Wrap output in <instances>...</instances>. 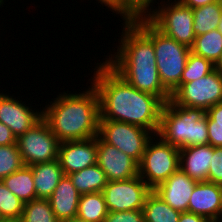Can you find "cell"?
<instances>
[{
	"instance_id": "37",
	"label": "cell",
	"mask_w": 222,
	"mask_h": 222,
	"mask_svg": "<svg viewBox=\"0 0 222 222\" xmlns=\"http://www.w3.org/2000/svg\"><path fill=\"white\" fill-rule=\"evenodd\" d=\"M178 2H180L181 4L188 6L189 8H197L200 6H205L207 4H211L215 1L218 0H177Z\"/></svg>"
},
{
	"instance_id": "21",
	"label": "cell",
	"mask_w": 222,
	"mask_h": 222,
	"mask_svg": "<svg viewBox=\"0 0 222 222\" xmlns=\"http://www.w3.org/2000/svg\"><path fill=\"white\" fill-rule=\"evenodd\" d=\"M68 176L80 195L102 192L108 182L105 172L98 164L73 172Z\"/></svg>"
},
{
	"instance_id": "5",
	"label": "cell",
	"mask_w": 222,
	"mask_h": 222,
	"mask_svg": "<svg viewBox=\"0 0 222 222\" xmlns=\"http://www.w3.org/2000/svg\"><path fill=\"white\" fill-rule=\"evenodd\" d=\"M153 42L157 69L163 86L172 92L181 85L190 47L159 31L148 19L133 21Z\"/></svg>"
},
{
	"instance_id": "35",
	"label": "cell",
	"mask_w": 222,
	"mask_h": 222,
	"mask_svg": "<svg viewBox=\"0 0 222 222\" xmlns=\"http://www.w3.org/2000/svg\"><path fill=\"white\" fill-rule=\"evenodd\" d=\"M16 144V137L10 128L0 122V146Z\"/></svg>"
},
{
	"instance_id": "29",
	"label": "cell",
	"mask_w": 222,
	"mask_h": 222,
	"mask_svg": "<svg viewBox=\"0 0 222 222\" xmlns=\"http://www.w3.org/2000/svg\"><path fill=\"white\" fill-rule=\"evenodd\" d=\"M214 69L215 65L211 61L190 52L182 73L181 85L202 78Z\"/></svg>"
},
{
	"instance_id": "25",
	"label": "cell",
	"mask_w": 222,
	"mask_h": 222,
	"mask_svg": "<svg viewBox=\"0 0 222 222\" xmlns=\"http://www.w3.org/2000/svg\"><path fill=\"white\" fill-rule=\"evenodd\" d=\"M145 222H178L181 212L170 207L153 191L147 196L143 207Z\"/></svg>"
},
{
	"instance_id": "38",
	"label": "cell",
	"mask_w": 222,
	"mask_h": 222,
	"mask_svg": "<svg viewBox=\"0 0 222 222\" xmlns=\"http://www.w3.org/2000/svg\"><path fill=\"white\" fill-rule=\"evenodd\" d=\"M99 1L98 3L102 4L103 6H107L111 9L113 13L117 14V0H96ZM115 11V12H114Z\"/></svg>"
},
{
	"instance_id": "41",
	"label": "cell",
	"mask_w": 222,
	"mask_h": 222,
	"mask_svg": "<svg viewBox=\"0 0 222 222\" xmlns=\"http://www.w3.org/2000/svg\"><path fill=\"white\" fill-rule=\"evenodd\" d=\"M218 30L222 33V16L218 25Z\"/></svg>"
},
{
	"instance_id": "10",
	"label": "cell",
	"mask_w": 222,
	"mask_h": 222,
	"mask_svg": "<svg viewBox=\"0 0 222 222\" xmlns=\"http://www.w3.org/2000/svg\"><path fill=\"white\" fill-rule=\"evenodd\" d=\"M171 100L180 106L207 111L222 102V74L214 69L202 78L179 85L172 92Z\"/></svg>"
},
{
	"instance_id": "28",
	"label": "cell",
	"mask_w": 222,
	"mask_h": 222,
	"mask_svg": "<svg viewBox=\"0 0 222 222\" xmlns=\"http://www.w3.org/2000/svg\"><path fill=\"white\" fill-rule=\"evenodd\" d=\"M154 1L156 2V0H117V14L122 16L123 21L147 19L152 14L151 4Z\"/></svg>"
},
{
	"instance_id": "3",
	"label": "cell",
	"mask_w": 222,
	"mask_h": 222,
	"mask_svg": "<svg viewBox=\"0 0 222 222\" xmlns=\"http://www.w3.org/2000/svg\"><path fill=\"white\" fill-rule=\"evenodd\" d=\"M91 87V88H90ZM90 87L82 93H59L42 110L47 122L59 142L86 140L98 136L100 99L96 88Z\"/></svg>"
},
{
	"instance_id": "2",
	"label": "cell",
	"mask_w": 222,
	"mask_h": 222,
	"mask_svg": "<svg viewBox=\"0 0 222 222\" xmlns=\"http://www.w3.org/2000/svg\"><path fill=\"white\" fill-rule=\"evenodd\" d=\"M122 24L116 55H109L105 62L133 87L166 103L171 93L160 80L152 40L133 21Z\"/></svg>"
},
{
	"instance_id": "22",
	"label": "cell",
	"mask_w": 222,
	"mask_h": 222,
	"mask_svg": "<svg viewBox=\"0 0 222 222\" xmlns=\"http://www.w3.org/2000/svg\"><path fill=\"white\" fill-rule=\"evenodd\" d=\"M222 16V0L193 9V32L195 36L218 29Z\"/></svg>"
},
{
	"instance_id": "12",
	"label": "cell",
	"mask_w": 222,
	"mask_h": 222,
	"mask_svg": "<svg viewBox=\"0 0 222 222\" xmlns=\"http://www.w3.org/2000/svg\"><path fill=\"white\" fill-rule=\"evenodd\" d=\"M97 164L108 181L128 180L139 175V164L114 146L97 136Z\"/></svg>"
},
{
	"instance_id": "4",
	"label": "cell",
	"mask_w": 222,
	"mask_h": 222,
	"mask_svg": "<svg viewBox=\"0 0 222 222\" xmlns=\"http://www.w3.org/2000/svg\"><path fill=\"white\" fill-rule=\"evenodd\" d=\"M156 135L179 149L209 144L206 110L180 106L169 99L162 107Z\"/></svg>"
},
{
	"instance_id": "30",
	"label": "cell",
	"mask_w": 222,
	"mask_h": 222,
	"mask_svg": "<svg viewBox=\"0 0 222 222\" xmlns=\"http://www.w3.org/2000/svg\"><path fill=\"white\" fill-rule=\"evenodd\" d=\"M24 166L19 148L16 144L0 146V180Z\"/></svg>"
},
{
	"instance_id": "32",
	"label": "cell",
	"mask_w": 222,
	"mask_h": 222,
	"mask_svg": "<svg viewBox=\"0 0 222 222\" xmlns=\"http://www.w3.org/2000/svg\"><path fill=\"white\" fill-rule=\"evenodd\" d=\"M104 222H145L143 210L108 212Z\"/></svg>"
},
{
	"instance_id": "8",
	"label": "cell",
	"mask_w": 222,
	"mask_h": 222,
	"mask_svg": "<svg viewBox=\"0 0 222 222\" xmlns=\"http://www.w3.org/2000/svg\"><path fill=\"white\" fill-rule=\"evenodd\" d=\"M98 136L107 144L116 147L141 162L148 141L154 134L137 125L115 120H99Z\"/></svg>"
},
{
	"instance_id": "11",
	"label": "cell",
	"mask_w": 222,
	"mask_h": 222,
	"mask_svg": "<svg viewBox=\"0 0 222 222\" xmlns=\"http://www.w3.org/2000/svg\"><path fill=\"white\" fill-rule=\"evenodd\" d=\"M151 192L139 175L128 180L108 181L102 191L109 212L143 210Z\"/></svg>"
},
{
	"instance_id": "27",
	"label": "cell",
	"mask_w": 222,
	"mask_h": 222,
	"mask_svg": "<svg viewBox=\"0 0 222 222\" xmlns=\"http://www.w3.org/2000/svg\"><path fill=\"white\" fill-rule=\"evenodd\" d=\"M24 204L0 180V216L6 222H19Z\"/></svg>"
},
{
	"instance_id": "17",
	"label": "cell",
	"mask_w": 222,
	"mask_h": 222,
	"mask_svg": "<svg viewBox=\"0 0 222 222\" xmlns=\"http://www.w3.org/2000/svg\"><path fill=\"white\" fill-rule=\"evenodd\" d=\"M214 147L209 144L179 149V168L197 182L208 180Z\"/></svg>"
},
{
	"instance_id": "34",
	"label": "cell",
	"mask_w": 222,
	"mask_h": 222,
	"mask_svg": "<svg viewBox=\"0 0 222 222\" xmlns=\"http://www.w3.org/2000/svg\"><path fill=\"white\" fill-rule=\"evenodd\" d=\"M206 114L207 125H222V102L210 107Z\"/></svg>"
},
{
	"instance_id": "19",
	"label": "cell",
	"mask_w": 222,
	"mask_h": 222,
	"mask_svg": "<svg viewBox=\"0 0 222 222\" xmlns=\"http://www.w3.org/2000/svg\"><path fill=\"white\" fill-rule=\"evenodd\" d=\"M30 167L33 171L36 199H49L64 176L59 160L30 165Z\"/></svg>"
},
{
	"instance_id": "16",
	"label": "cell",
	"mask_w": 222,
	"mask_h": 222,
	"mask_svg": "<svg viewBox=\"0 0 222 222\" xmlns=\"http://www.w3.org/2000/svg\"><path fill=\"white\" fill-rule=\"evenodd\" d=\"M188 212L212 222H222V187L208 181L197 182L189 200Z\"/></svg>"
},
{
	"instance_id": "31",
	"label": "cell",
	"mask_w": 222,
	"mask_h": 222,
	"mask_svg": "<svg viewBox=\"0 0 222 222\" xmlns=\"http://www.w3.org/2000/svg\"><path fill=\"white\" fill-rule=\"evenodd\" d=\"M207 181L222 187V147H214Z\"/></svg>"
},
{
	"instance_id": "7",
	"label": "cell",
	"mask_w": 222,
	"mask_h": 222,
	"mask_svg": "<svg viewBox=\"0 0 222 222\" xmlns=\"http://www.w3.org/2000/svg\"><path fill=\"white\" fill-rule=\"evenodd\" d=\"M167 0L152 10L147 18L159 31L179 43L191 47L195 40L193 32V9L174 0Z\"/></svg>"
},
{
	"instance_id": "39",
	"label": "cell",
	"mask_w": 222,
	"mask_h": 222,
	"mask_svg": "<svg viewBox=\"0 0 222 222\" xmlns=\"http://www.w3.org/2000/svg\"><path fill=\"white\" fill-rule=\"evenodd\" d=\"M215 69H217L222 74V54L215 64Z\"/></svg>"
},
{
	"instance_id": "33",
	"label": "cell",
	"mask_w": 222,
	"mask_h": 222,
	"mask_svg": "<svg viewBox=\"0 0 222 222\" xmlns=\"http://www.w3.org/2000/svg\"><path fill=\"white\" fill-rule=\"evenodd\" d=\"M209 145L222 147V125H207Z\"/></svg>"
},
{
	"instance_id": "40",
	"label": "cell",
	"mask_w": 222,
	"mask_h": 222,
	"mask_svg": "<svg viewBox=\"0 0 222 222\" xmlns=\"http://www.w3.org/2000/svg\"><path fill=\"white\" fill-rule=\"evenodd\" d=\"M64 222H87V221H85V220H83V219H80V218H78V217L76 216V217H74V218H72V219H69V220H66V221H64Z\"/></svg>"
},
{
	"instance_id": "14",
	"label": "cell",
	"mask_w": 222,
	"mask_h": 222,
	"mask_svg": "<svg viewBox=\"0 0 222 222\" xmlns=\"http://www.w3.org/2000/svg\"><path fill=\"white\" fill-rule=\"evenodd\" d=\"M58 160L64 175L97 164V136L86 140L60 142Z\"/></svg>"
},
{
	"instance_id": "18",
	"label": "cell",
	"mask_w": 222,
	"mask_h": 222,
	"mask_svg": "<svg viewBox=\"0 0 222 222\" xmlns=\"http://www.w3.org/2000/svg\"><path fill=\"white\" fill-rule=\"evenodd\" d=\"M80 193L72 184L68 175H64L49 198L55 217L60 221L77 216Z\"/></svg>"
},
{
	"instance_id": "9",
	"label": "cell",
	"mask_w": 222,
	"mask_h": 222,
	"mask_svg": "<svg viewBox=\"0 0 222 222\" xmlns=\"http://www.w3.org/2000/svg\"><path fill=\"white\" fill-rule=\"evenodd\" d=\"M16 143L26 166L58 159L60 142L43 118L20 135Z\"/></svg>"
},
{
	"instance_id": "24",
	"label": "cell",
	"mask_w": 222,
	"mask_h": 222,
	"mask_svg": "<svg viewBox=\"0 0 222 222\" xmlns=\"http://www.w3.org/2000/svg\"><path fill=\"white\" fill-rule=\"evenodd\" d=\"M190 50L215 65L222 54V33L216 29L196 36Z\"/></svg>"
},
{
	"instance_id": "26",
	"label": "cell",
	"mask_w": 222,
	"mask_h": 222,
	"mask_svg": "<svg viewBox=\"0 0 222 222\" xmlns=\"http://www.w3.org/2000/svg\"><path fill=\"white\" fill-rule=\"evenodd\" d=\"M19 222H60L53 213L49 199H34L24 204Z\"/></svg>"
},
{
	"instance_id": "20",
	"label": "cell",
	"mask_w": 222,
	"mask_h": 222,
	"mask_svg": "<svg viewBox=\"0 0 222 222\" xmlns=\"http://www.w3.org/2000/svg\"><path fill=\"white\" fill-rule=\"evenodd\" d=\"M2 182L23 204L36 199L33 171L30 166L24 165L21 169L3 178Z\"/></svg>"
},
{
	"instance_id": "13",
	"label": "cell",
	"mask_w": 222,
	"mask_h": 222,
	"mask_svg": "<svg viewBox=\"0 0 222 222\" xmlns=\"http://www.w3.org/2000/svg\"><path fill=\"white\" fill-rule=\"evenodd\" d=\"M32 110L22 100L0 93V122L11 129L16 139L42 119V111Z\"/></svg>"
},
{
	"instance_id": "1",
	"label": "cell",
	"mask_w": 222,
	"mask_h": 222,
	"mask_svg": "<svg viewBox=\"0 0 222 222\" xmlns=\"http://www.w3.org/2000/svg\"><path fill=\"white\" fill-rule=\"evenodd\" d=\"M94 70L91 83L100 99V120L126 122L156 135L164 103L157 96L133 87L105 61L97 63Z\"/></svg>"
},
{
	"instance_id": "6",
	"label": "cell",
	"mask_w": 222,
	"mask_h": 222,
	"mask_svg": "<svg viewBox=\"0 0 222 222\" xmlns=\"http://www.w3.org/2000/svg\"><path fill=\"white\" fill-rule=\"evenodd\" d=\"M156 137V139H155ZM155 140V142H154ZM179 168V148L154 135L146 146L139 163V176L154 190Z\"/></svg>"
},
{
	"instance_id": "23",
	"label": "cell",
	"mask_w": 222,
	"mask_h": 222,
	"mask_svg": "<svg viewBox=\"0 0 222 222\" xmlns=\"http://www.w3.org/2000/svg\"><path fill=\"white\" fill-rule=\"evenodd\" d=\"M108 209L102 192L81 194L77 217L87 222H104Z\"/></svg>"
},
{
	"instance_id": "42",
	"label": "cell",
	"mask_w": 222,
	"mask_h": 222,
	"mask_svg": "<svg viewBox=\"0 0 222 222\" xmlns=\"http://www.w3.org/2000/svg\"><path fill=\"white\" fill-rule=\"evenodd\" d=\"M0 222H5L1 216H0Z\"/></svg>"
},
{
	"instance_id": "15",
	"label": "cell",
	"mask_w": 222,
	"mask_h": 222,
	"mask_svg": "<svg viewBox=\"0 0 222 222\" xmlns=\"http://www.w3.org/2000/svg\"><path fill=\"white\" fill-rule=\"evenodd\" d=\"M197 181L178 168L165 182L152 190L170 207L188 212V204Z\"/></svg>"
},
{
	"instance_id": "36",
	"label": "cell",
	"mask_w": 222,
	"mask_h": 222,
	"mask_svg": "<svg viewBox=\"0 0 222 222\" xmlns=\"http://www.w3.org/2000/svg\"><path fill=\"white\" fill-rule=\"evenodd\" d=\"M178 222H212L208 218L190 212H182Z\"/></svg>"
}]
</instances>
